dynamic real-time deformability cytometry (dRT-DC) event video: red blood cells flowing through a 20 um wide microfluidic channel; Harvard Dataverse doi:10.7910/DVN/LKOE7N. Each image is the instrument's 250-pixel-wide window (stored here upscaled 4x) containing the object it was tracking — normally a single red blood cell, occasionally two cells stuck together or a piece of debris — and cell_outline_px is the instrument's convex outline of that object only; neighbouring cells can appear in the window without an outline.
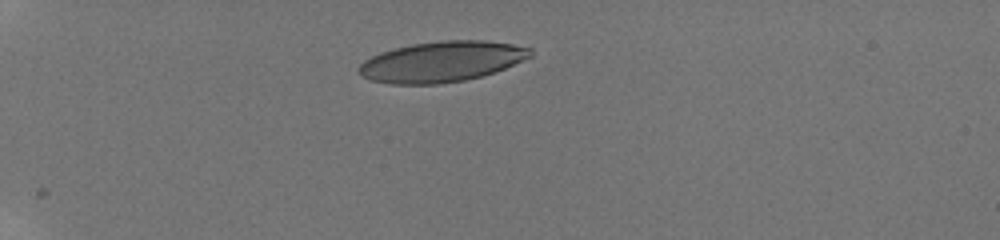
{"species": "human", "species_latin": "Homo sapiens", "temperature_condition": "room temperature", "stored_images_in_passage": 39, "camera_frame_rate_fps": 3000, "um_per_image_px": 0.085, "donor": {"sex": "male"}, "frame": {"image": 1, "passage_image": 1, "time_ms": 0.0, "image_size_px": [1000, 240], "cell_outline_px": [[532, 56], [504, 68], [480, 76], [464, 80], [440, 84], [392, 84], [372, 80], [360, 76], [356, 72], [356, 68], [364, 60], [380, 52], [412, 44], [444, 40], [484, 40], [512, 44], [532, 48]], "centroid_in_image_um": [37.5, 5.24], "position_along_channel_um": 47.5, "area_um2": 40.46}}
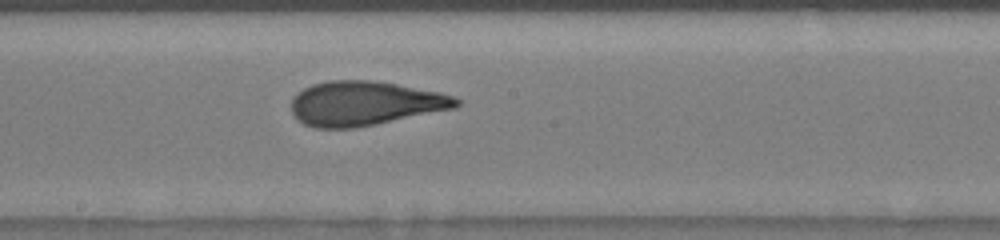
{"frame": {"image": 2, "passage_image": 18, "time_ms": 5.667, "image_size_px": [1000, 240], "cell_outline_px": [[460, 104], [456, 108], [356, 128], [316, 128], [304, 124], [292, 112], [292, 96], [296, 92], [312, 84], [328, 80], [372, 80], [396, 84], [440, 92], [452, 96], [460, 100]], "centroid_in_image_um": [31.0, 8.78], "position_along_channel_um": 217.2, "area_um2": 42.66}}
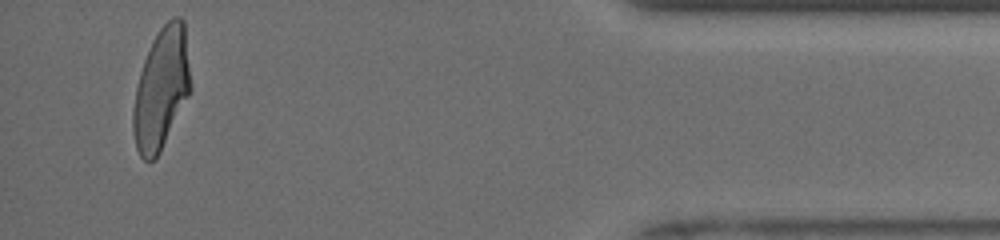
{"frame": {"image": 3, "passage_image": 37, "time_ms": 12.0, "image_size_px": [1000, 240], "cell_outline_px": [[192, 88], [160, 152], [152, 160], [144, 160], [140, 156], [136, 148], [132, 132], [132, 108], [136, 88], [140, 72], [144, 60], [160, 28], [172, 16], [180, 16], [184, 20]], "centroid_in_image_um": [13.71, 7.54], "position_along_channel_um": 421.5, "area_um2": 40.4}, "authors_computed_cell_mechanics": {"area_um2": 41.9628, "velocity_mm_per_s": 3.9716, "shape_relaxation_time_tau1_ms": 5.5324, "shape_relaxation_time_tau2_ms": 0.9178, "deformation_change_tau1": 0.2139, "deformation_change_tau2": 0.0809}}